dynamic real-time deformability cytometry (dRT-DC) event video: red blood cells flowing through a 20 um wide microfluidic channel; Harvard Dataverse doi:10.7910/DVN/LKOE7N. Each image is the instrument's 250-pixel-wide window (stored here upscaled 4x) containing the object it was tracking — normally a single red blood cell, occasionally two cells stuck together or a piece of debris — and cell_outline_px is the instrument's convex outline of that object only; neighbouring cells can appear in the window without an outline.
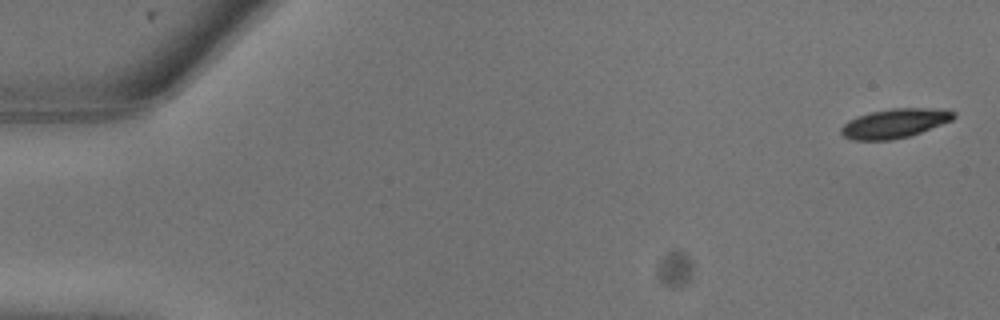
{"species": "common noctule bat (a hibernating species)", "species_latin": "Nyctalus noctula", "temperature_condition": "warm", "stored_images_in_passage": 8, "camera_frame_rate_fps": 3000, "um_per_image_px": 0.085, "animal": {"sex": "male", "body_mass_g": 13.3}, "frame": {"image": 1, "passage_image": 1, "time_ms": 0.0, "image_size_px": [1000, 320], "cell_outline_px": [[956, 116], [952, 120], [920, 132], [908, 136], [892, 140], [852, 140], [844, 136], [840, 132], [840, 128], [848, 120], [856, 116], [872, 112], [892, 108], [932, 108], [956, 112]], "centroid_in_image_um": [76.02, 10.48], "position_along_channel_um": 9.0, "area_um2": 19.07}}
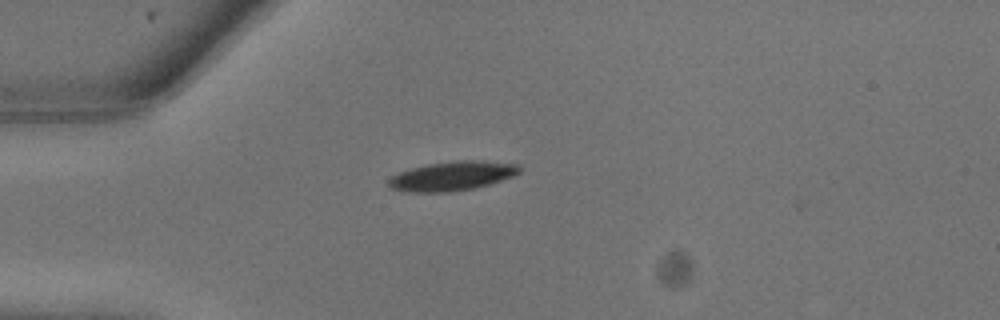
{"frame": {"image": 2, "passage_image": 7, "time_ms": 2.0, "image_size_px": [1000, 320], "cell_outline_px": [[520, 172], [512, 176], [476, 188], [448, 192], [412, 192], [392, 188], [388, 184], [388, 180], [392, 176], [400, 172], [412, 168], [428, 164], [456, 160], [480, 160], [520, 164]], "centroid_in_image_um": [38.46, 14.95], "position_along_channel_um": 46.5, "area_um2": 22.14}}